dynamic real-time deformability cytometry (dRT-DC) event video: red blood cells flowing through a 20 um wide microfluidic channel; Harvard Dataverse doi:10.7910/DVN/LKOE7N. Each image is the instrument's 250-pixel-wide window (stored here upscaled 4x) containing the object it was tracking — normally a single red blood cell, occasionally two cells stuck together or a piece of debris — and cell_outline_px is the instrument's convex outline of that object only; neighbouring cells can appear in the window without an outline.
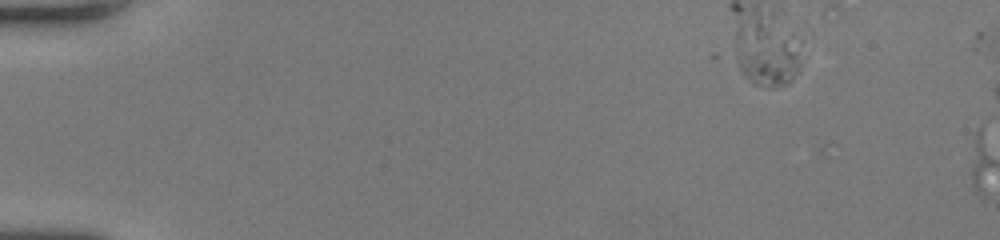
{"species": "human", "species_latin": "Homo sapiens", "temperature_condition": "room temperature", "stored_images_in_passage": 3, "camera_frame_rate_fps": 3000, "um_per_image_px": 0.085, "donor": {"sex": "female"}, "frame": {"image": 1, "passage_image": 3, "time_ms": 0.667, "image_size_px": [1000, 240], "cell_outline_px": [[812, 36], [796, 72], [792, 80], [784, 84], [756, 84], [740, 68], [740, 60], [808, 24], [812, 28]], "centroid_in_image_um": [66.13, 4.99], "position_along_channel_um": 18.9, "area_um2": 17.57}}